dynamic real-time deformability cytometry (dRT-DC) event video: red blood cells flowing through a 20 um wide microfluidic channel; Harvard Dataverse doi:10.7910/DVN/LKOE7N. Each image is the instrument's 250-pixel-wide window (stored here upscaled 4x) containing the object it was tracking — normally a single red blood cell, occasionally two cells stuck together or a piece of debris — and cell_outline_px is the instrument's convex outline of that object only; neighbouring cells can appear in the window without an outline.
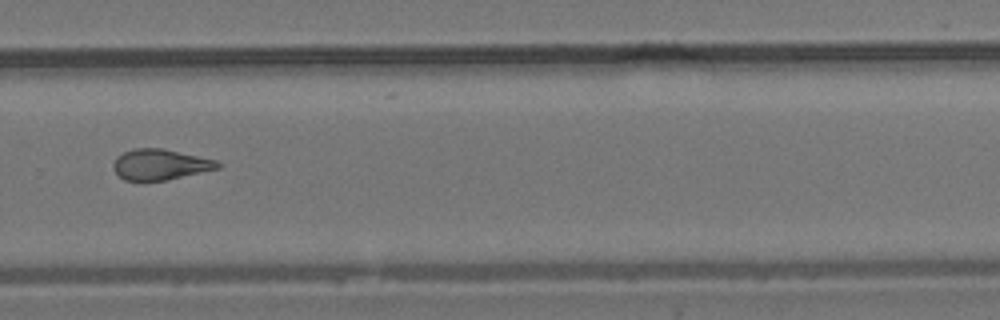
{"species": "common noctule bat (a hibernating species)", "species_latin": "Nyctalus noctula", "temperature_condition": "room temperature", "stored_images_in_passage": 12, "camera_frame_rate_fps": 3000, "um_per_image_px": 0.085, "animal": {"sex": "male", "body_mass_g": 19.2, "forearm_length_mm": 51.8}, "frame": {"image": 1, "passage_image": 9, "time_ms": 10.667, "image_size_px": [1000, 320], "cell_outline_px": [[224, 164], [220, 168], [164, 180], [124, 180], [112, 168], [112, 164], [116, 156], [132, 148], [164, 148], [216, 160]], "centroid_in_image_um": [13.61, 13.96], "position_along_channel_um": 316.2, "area_um2": 18.67}}
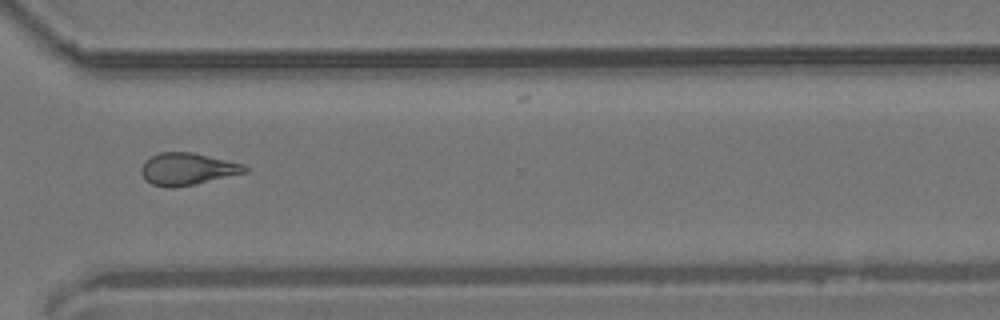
{"frame": {"image": 2, "passage_image": 10, "time_ms": 11.667, "image_size_px": [1000, 320], "cell_outline_px": [[248, 172], [176, 188], [164, 188], [152, 184], [144, 180], [140, 172], [140, 168], [144, 160], [148, 156], [160, 152], [192, 152], [244, 164], [248, 168]], "centroid_in_image_um": [15.86, 14.37], "position_along_channel_um": 354.7, "area_um2": 19.71}, "authors_computed_cell_mechanics": {"area_um2": 18.7272, "velocity_mm_per_s": 3.8192, "shape_relaxation_time_tau1_ms": null, "shape_relaxation_time_tau2_ms": 2.7804, "deformation_change_tau1": null, "deformation_change_tau2": 0.113}}